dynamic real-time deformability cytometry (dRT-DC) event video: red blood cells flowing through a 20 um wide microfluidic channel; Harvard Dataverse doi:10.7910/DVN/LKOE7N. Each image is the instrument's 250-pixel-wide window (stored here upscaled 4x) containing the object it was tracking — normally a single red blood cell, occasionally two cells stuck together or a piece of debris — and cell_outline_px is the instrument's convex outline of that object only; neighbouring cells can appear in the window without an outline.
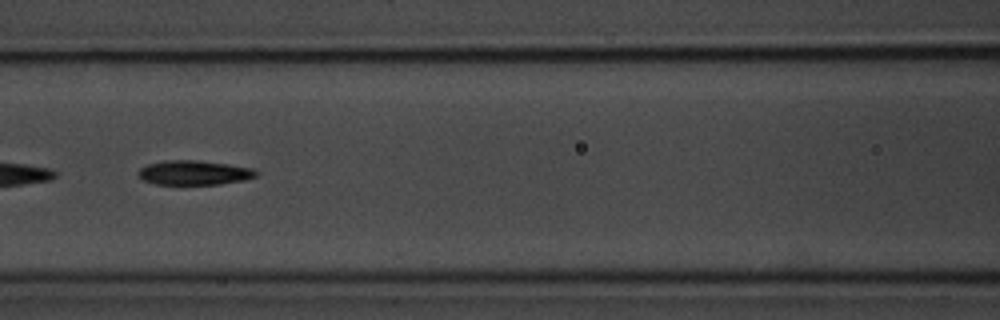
{"species": "common noctule bat (a hibernating species)", "species_latin": "Nyctalus noctula", "temperature_condition": "room temperature", "stored_images_in_passage": 19, "camera_frame_rate_fps": 3000, "um_per_image_px": 0.085, "animal": {"sex": "male", "body_mass_g": 20.1, "forearm_length_mm": 53.5}, "frame": {"image": 1, "passage_image": 11, "time_ms": 3.333, "image_size_px": [1000, 320], "cell_outline_px": [[260, 172], [256, 176], [244, 180], [220, 184], [156, 184], [144, 180], [136, 176], [136, 172], [140, 168], [148, 164], [164, 160], [196, 160], [228, 164], [252, 168]], "centroid_in_image_um": [16.48, 14.67], "position_along_channel_um": 150.1, "area_um2": 16.88}}